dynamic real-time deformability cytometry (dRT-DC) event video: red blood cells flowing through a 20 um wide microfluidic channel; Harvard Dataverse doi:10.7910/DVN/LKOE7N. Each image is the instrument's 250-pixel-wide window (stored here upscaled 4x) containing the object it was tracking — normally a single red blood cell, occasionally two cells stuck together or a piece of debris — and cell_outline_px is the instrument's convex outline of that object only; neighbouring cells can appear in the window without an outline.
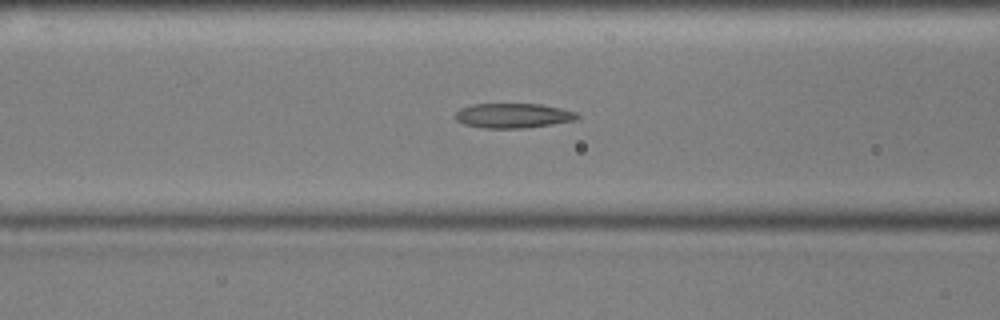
{"species": "common noctule bat (a hibernating species)", "species_latin": "Nyctalus noctula", "temperature_condition": "cold", "stored_images_in_passage": 55, "camera_frame_rate_fps": 3000, "um_per_image_px": 0.085, "animal": {"sex": "male", "body_mass_g": 17.9, "forearm_length_mm": 54.2}, "frame": {"image": 1, "passage_image": 21, "time_ms": 6.667, "image_size_px": [1000, 320], "cell_outline_px": [[580, 116], [576, 120], [552, 124], [524, 128], [484, 128], [464, 124], [456, 120], [456, 112], [460, 108], [472, 104], [544, 104], [580, 112]], "centroid_in_image_um": [43.67, 9.82], "position_along_channel_um": 122.9, "area_um2": 17.74}}
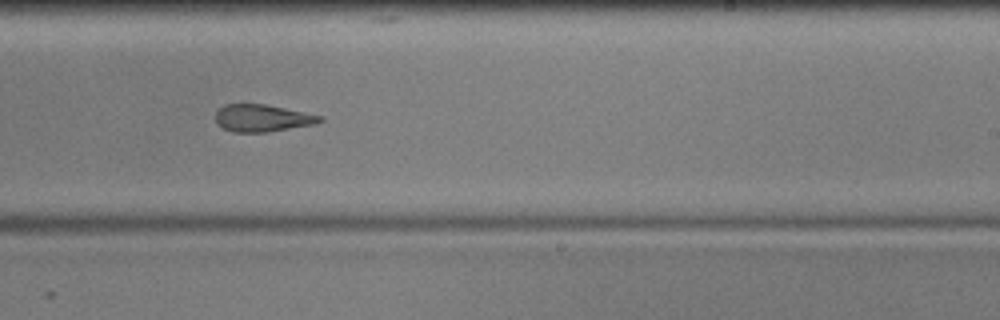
{"frame": {"image": 2, "passage_image": 33, "time_ms": 10.667, "image_size_px": [1000, 320], "cell_outline_px": [[324, 120], [316, 124], [268, 132], [232, 132], [216, 124], [216, 112], [224, 104], [264, 104], [324, 116]], "centroid_in_image_um": [22.31, 10.04], "position_along_channel_um": 266.7, "area_um2": 16.59}}
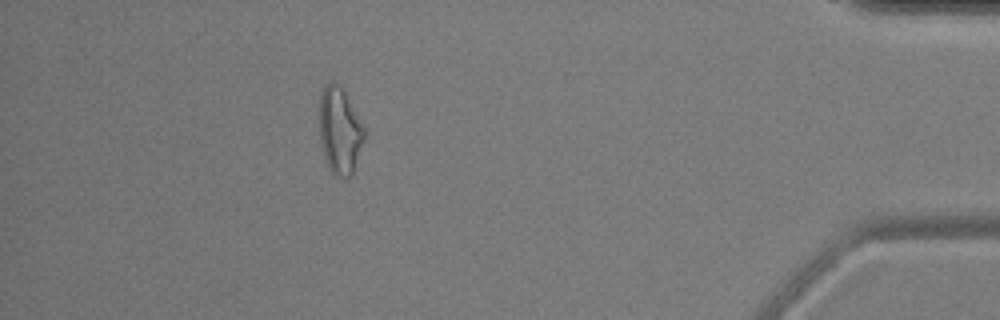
{"frame": {"image": 3, "passage_image": 49, "time_ms": 16.0, "image_size_px": [1000, 320], "cell_outline_px": [[364, 140], [352, 172], [348, 176], [332, 176], [328, 168], [324, 156], [320, 140], [320, 92], [324, 84], [332, 80], [344, 92], [364, 128]], "centroid_in_image_um": [28.84, 11.11], "position_along_channel_um": 406.4, "area_um2": 22.2}, "authors_computed_cell_mechanics": {"area_um2": 19.0162, "velocity_mm_per_s": 3.5945, "shape_relaxation_time_tau1_ms": null, "shape_relaxation_time_tau2_ms": 5.6897, "deformation_change_tau1": null, "deformation_change_tau2": 0.1581}}